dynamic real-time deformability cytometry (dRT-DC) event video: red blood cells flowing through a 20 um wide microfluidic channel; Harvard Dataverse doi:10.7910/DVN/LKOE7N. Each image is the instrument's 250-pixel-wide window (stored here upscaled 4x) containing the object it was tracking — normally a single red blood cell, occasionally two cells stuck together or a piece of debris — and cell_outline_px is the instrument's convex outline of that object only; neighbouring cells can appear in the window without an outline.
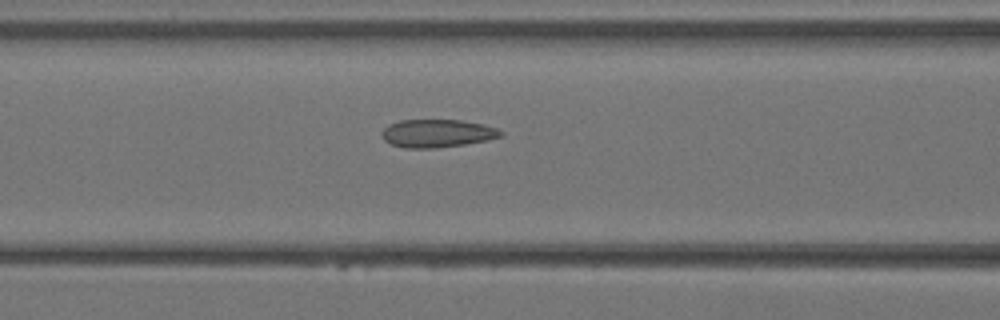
{"species": "Egyptian fruit bat (a non-hibernating species)", "species_latin": "Rousettus aegyptiacus", "temperature_condition": "warm", "stored_images_in_passage": 16, "camera_frame_rate_fps": 3000, "um_per_image_px": 0.085, "animal": {"sex": "female"}, "frame": {"image": 1, "passage_image": 10, "time_ms": 3.0, "image_size_px": [1000, 320], "cell_outline_px": [[504, 132], [500, 136], [484, 140], [464, 144], [432, 148], [404, 148], [392, 144], [384, 140], [380, 136], [380, 132], [388, 124], [400, 120], [460, 120], [484, 124], [496, 128]], "centroid_in_image_um": [37.1, 11.32], "position_along_channel_um": 129.5, "area_um2": 19.31}}
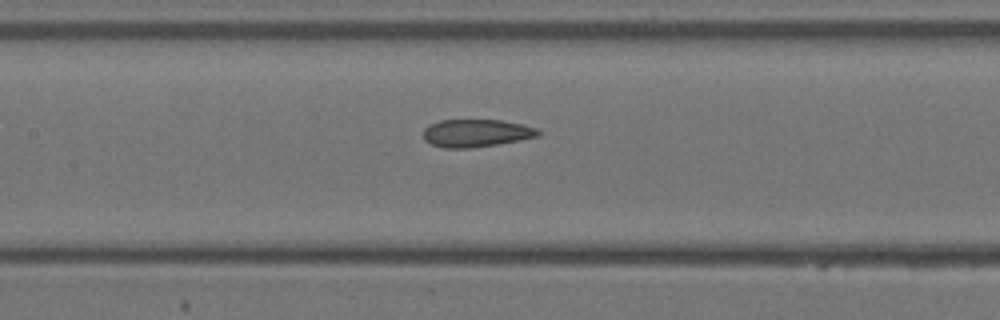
{"frame": {"image": 2, "passage_image": 12, "time_ms": 3.667, "image_size_px": [1000, 320], "cell_outline_px": [[540, 136], [520, 140], [472, 148], [444, 148], [432, 144], [424, 140], [424, 128], [428, 124], [440, 120], [500, 120], [520, 124], [536, 128], [540, 132]], "centroid_in_image_um": [40.45, 11.31], "position_along_channel_um": 167.0, "area_um2": 18.5}}
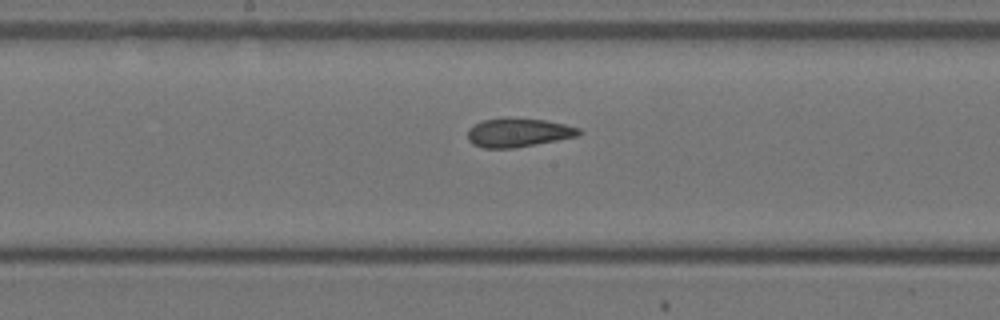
{"frame": {"image": 3, "passage_image": 14, "time_ms": 4.333, "image_size_px": [1000, 320], "cell_outline_px": [[584, 132], [576, 136], [536, 144], [512, 148], [484, 148], [472, 144], [468, 140], [468, 128], [484, 120], [508, 116], [544, 120], [564, 124], [580, 128]], "centroid_in_image_um": [44.04, 11.25], "position_along_channel_um": 204.2, "area_um2": 18.79}}